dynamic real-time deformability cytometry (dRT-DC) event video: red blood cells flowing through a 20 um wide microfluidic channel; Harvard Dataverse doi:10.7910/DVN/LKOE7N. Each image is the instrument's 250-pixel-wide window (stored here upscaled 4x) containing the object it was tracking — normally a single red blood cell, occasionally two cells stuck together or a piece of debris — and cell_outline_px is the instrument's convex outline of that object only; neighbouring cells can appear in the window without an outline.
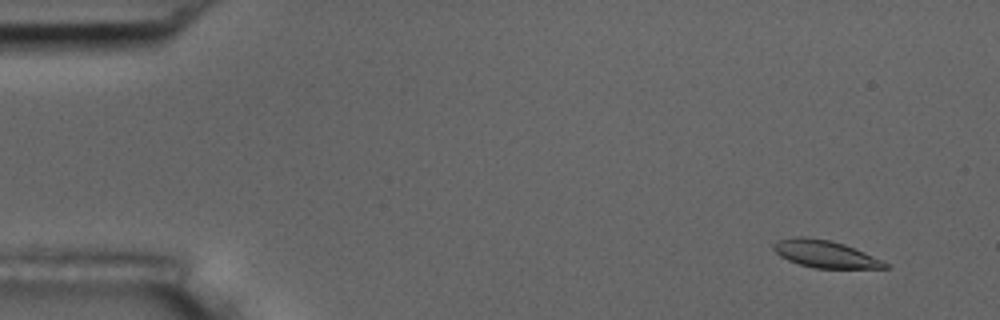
{"species": "common noctule bat (a hibernating species)", "species_latin": "Nyctalus noctula", "temperature_condition": "room temperature", "stored_images_in_passage": 6, "camera_frame_rate_fps": 3000, "um_per_image_px": 0.085, "animal": {"sex": "male", "body_mass_g": 17.5, "forearm_length_mm": 52.3}, "frame": {"image": 1, "passage_image": 2, "time_ms": 1.0, "image_size_px": [1000, 320], "cell_outline_px": [[888, 268], [812, 268], [788, 260], [780, 256], [772, 248], [772, 244], [776, 240], [792, 236], [804, 236], [832, 240], [844, 244], [864, 252], [888, 264]], "centroid_in_image_um": [70.06, 21.57], "position_along_channel_um": 14.9, "area_um2": 17.74}}
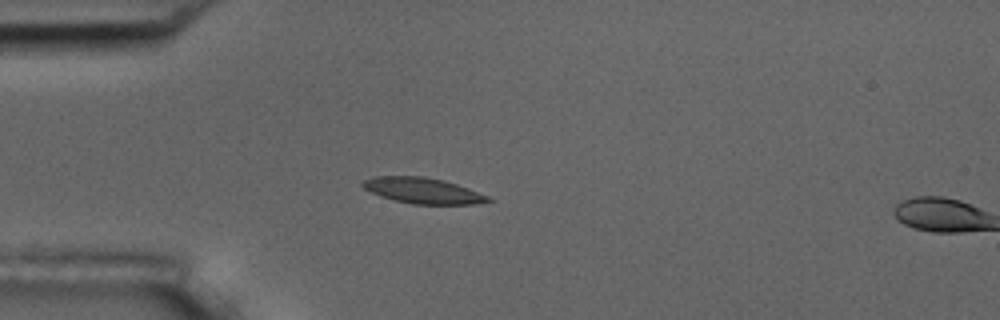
{"frame": {"image": 2, "passage_image": 5, "time_ms": 4.667, "image_size_px": [1000, 320], "cell_outline_px": [[492, 200], [472, 204], [412, 204], [380, 196], [364, 188], [360, 184], [364, 180], [372, 176], [424, 176], [444, 180], [468, 188], [488, 196]], "centroid_in_image_um": [35.9, 16.19], "position_along_channel_um": 49.1, "area_um2": 18.67}}